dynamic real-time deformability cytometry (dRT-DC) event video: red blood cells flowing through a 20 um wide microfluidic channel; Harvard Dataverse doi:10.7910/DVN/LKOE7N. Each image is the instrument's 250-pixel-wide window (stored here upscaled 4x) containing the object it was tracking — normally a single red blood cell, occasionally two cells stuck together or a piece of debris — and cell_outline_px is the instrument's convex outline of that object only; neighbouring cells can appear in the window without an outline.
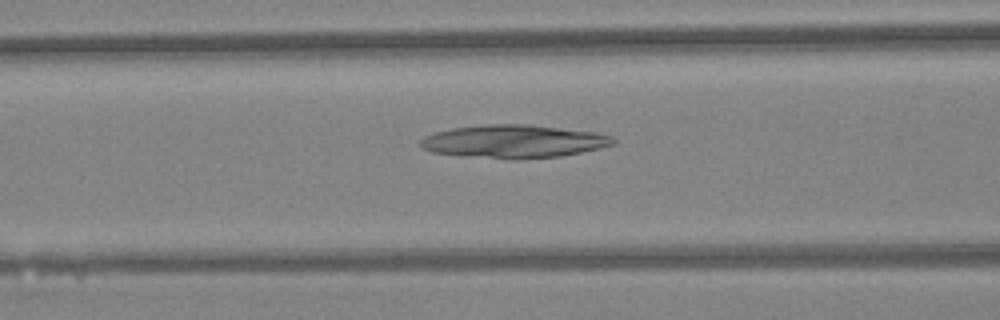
{"species": "Egyptian fruit bat (a non-hibernating species)", "species_latin": "Rousettus aegyptiacus", "temperature_condition": "warm", "stored_images_in_passage": 34, "camera_frame_rate_fps": 3000, "um_per_image_px": 0.085, "animal": {"sex": "female"}, "frame": {"image": 1, "passage_image": 15, "time_ms": 4.667, "image_size_px": [1000, 320], "cell_outline_px": [[616, 144], [580, 152], [560, 156], [516, 160], [508, 160], [464, 156], [432, 152], [424, 148], [420, 144], [420, 140], [424, 136], [436, 132], [452, 128], [488, 124], [528, 124], [596, 132], [612, 136], [616, 140]], "centroid_in_image_um": [43.68, 12.03], "position_along_channel_um": 122.9, "area_um2": 37.34}}
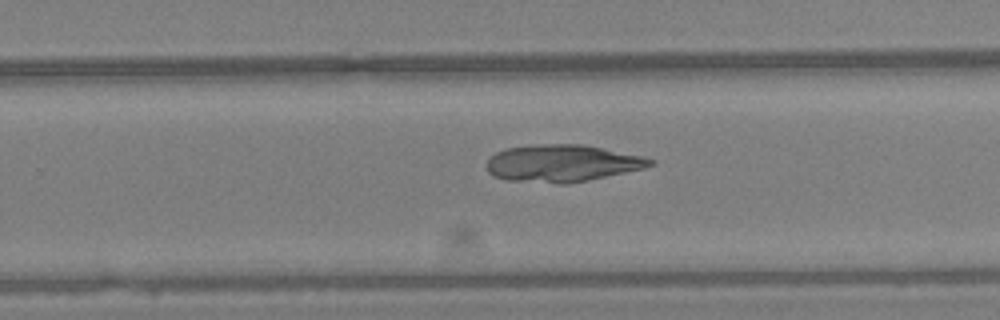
{"frame": {"image": 2, "passage_image": 26, "time_ms": 8.333, "image_size_px": [1000, 320], "cell_outline_px": [[656, 164], [644, 168], [588, 180], [568, 184], [556, 184], [508, 180], [496, 176], [488, 172], [488, 160], [496, 152], [504, 148], [536, 144], [584, 144], [640, 156], [656, 160]], "centroid_in_image_um": [47.79, 13.87], "position_along_channel_um": 282.0, "area_um2": 35.32}}
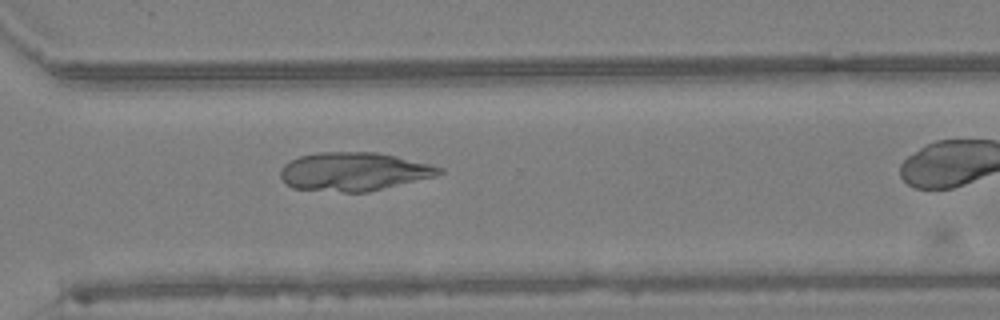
{"frame": {"image": 3, "passage_image": 30, "time_ms": 9.667, "image_size_px": [1000, 320], "cell_outline_px": [[444, 172], [436, 176], [368, 192], [344, 192], [292, 188], [280, 176], [280, 168], [284, 164], [300, 156], [316, 152], [376, 152], [396, 156], [432, 164], [444, 168]], "centroid_in_image_um": [30.1, 14.58], "position_along_channel_um": 340.5, "area_um2": 35.66}}